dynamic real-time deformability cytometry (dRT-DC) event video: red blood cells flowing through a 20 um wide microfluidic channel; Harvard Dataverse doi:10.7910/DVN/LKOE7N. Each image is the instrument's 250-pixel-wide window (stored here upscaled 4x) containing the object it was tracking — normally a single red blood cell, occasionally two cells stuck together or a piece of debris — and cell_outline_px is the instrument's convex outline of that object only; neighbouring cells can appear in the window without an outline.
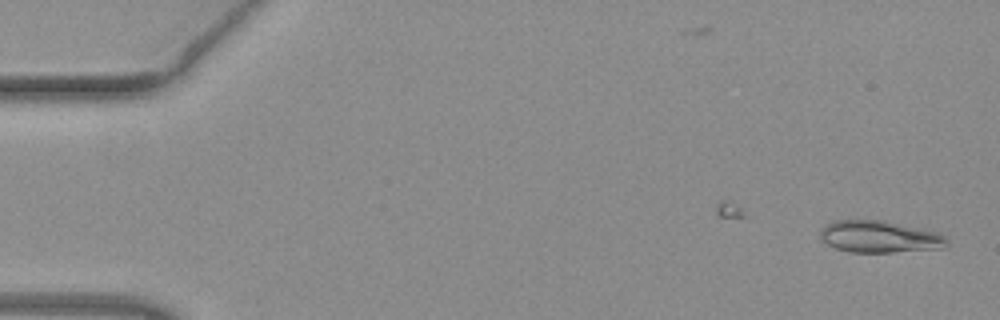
{"species": "common noctule bat (a hibernating species)", "species_latin": "Nyctalus noctula", "temperature_condition": "warm", "stored_images_in_passage": 46, "camera_frame_rate_fps": 3000, "um_per_image_px": 0.085, "animal": {"sex": "female", "body_mass_g": 19.3, "forearm_length_mm": 54.1}, "frame": {"image": 1, "passage_image": 1, "time_ms": 0.0, "image_size_px": [1000, 320], "cell_outline_px": [[948, 244], [944, 248], [892, 252], [848, 252], [836, 248], [820, 240], [820, 228], [832, 220], [880, 220], [940, 232], [948, 240]], "centroid_in_image_um": [74.74, 20.12], "position_along_channel_um": 10.3, "area_um2": 23.7}}
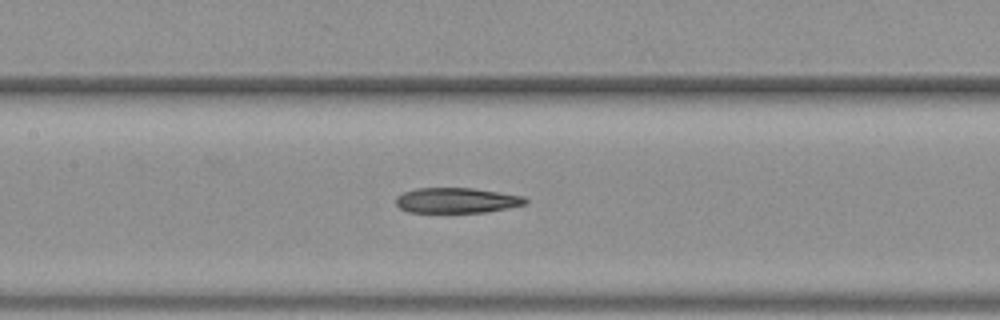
{"frame": {"image": 2, "passage_image": 23, "time_ms": 7.333, "image_size_px": [1000, 320], "cell_outline_px": [[528, 204], [508, 208], [484, 212], [408, 212], [400, 208], [396, 204], [396, 196], [404, 192], [416, 188], [472, 188], [524, 196], [528, 200]], "centroid_in_image_um": [38.83, 17.03], "position_along_channel_um": 168.6, "area_um2": 19.07}}
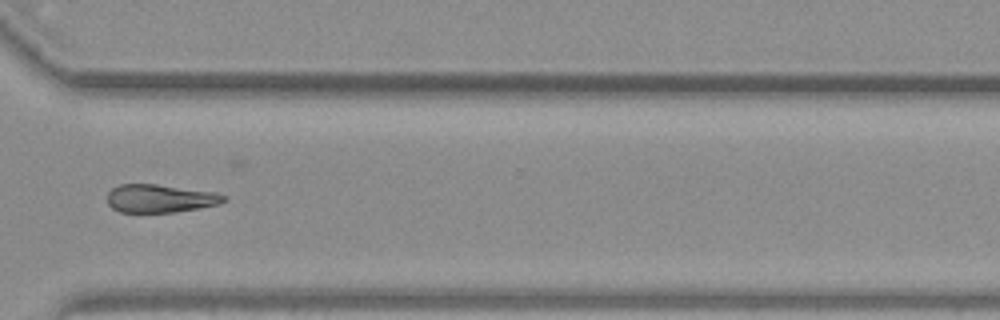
{"frame": {"image": 3, "passage_image": 37, "time_ms": 12.0, "image_size_px": [1000, 320], "cell_outline_px": [[228, 200], [220, 204], [200, 208], [172, 212], [120, 212], [112, 208], [108, 204], [108, 192], [112, 188], [120, 184], [156, 184], [216, 192], [228, 196]], "centroid_in_image_um": [13.65, 16.86], "position_along_channel_um": 356.9, "area_um2": 19.25}}